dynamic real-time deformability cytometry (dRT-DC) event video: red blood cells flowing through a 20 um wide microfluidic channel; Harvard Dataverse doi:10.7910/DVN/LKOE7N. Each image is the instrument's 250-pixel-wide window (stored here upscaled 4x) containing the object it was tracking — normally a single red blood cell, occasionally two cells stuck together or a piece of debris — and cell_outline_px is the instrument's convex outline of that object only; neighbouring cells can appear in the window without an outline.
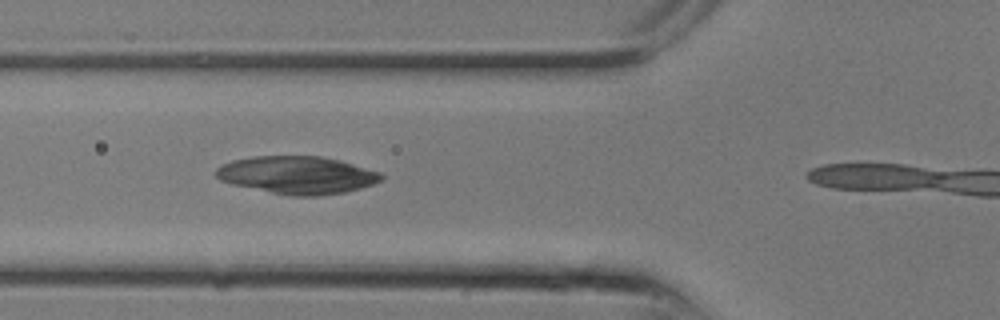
{"species": "common noctule bat (a hibernating species)", "species_latin": "Nyctalus noctula", "temperature_condition": "room temperature", "stored_images_in_passage": 7, "camera_frame_rate_fps": 3000, "um_per_image_px": 0.085, "animal": {"sex": "male", "body_mass_g": 13.3}, "frame": {"image": 1, "passage_image": 5, "time_ms": 1.333, "image_size_px": [1000, 320], "cell_outline_px": [[384, 180], [360, 188], [344, 192], [320, 196], [288, 196], [232, 184], [220, 180], [216, 176], [216, 168], [220, 164], [232, 160], [252, 156], [320, 156], [340, 160], [380, 172], [384, 176]], "centroid_in_image_um": [25.25, 14.88], "position_along_channel_um": 100.5, "area_um2": 36.47}}